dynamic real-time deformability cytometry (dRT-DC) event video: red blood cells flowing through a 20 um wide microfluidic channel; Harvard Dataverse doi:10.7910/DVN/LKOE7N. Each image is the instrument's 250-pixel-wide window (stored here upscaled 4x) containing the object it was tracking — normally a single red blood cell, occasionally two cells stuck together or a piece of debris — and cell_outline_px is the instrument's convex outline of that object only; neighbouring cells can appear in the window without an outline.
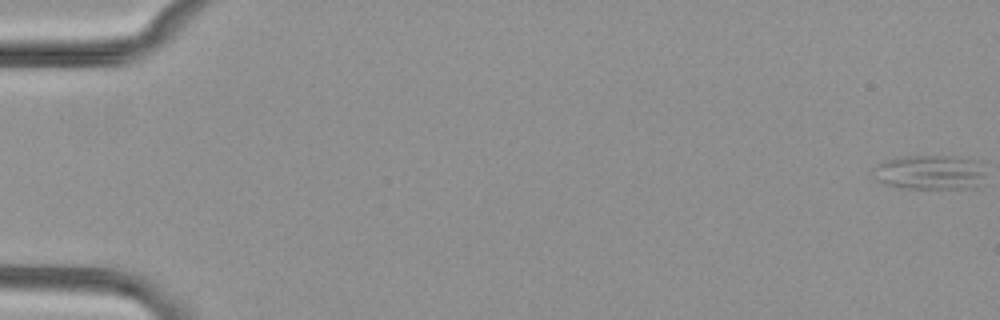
{"species": "common noctule bat (a hibernating species)", "species_latin": "Nyctalus noctula", "temperature_condition": "cold", "stored_images_in_passage": 26, "camera_frame_rate_fps": 3000, "um_per_image_px": 0.085, "animal": {"sex": "female", "body_mass_g": 29.2, "forearm_length_mm": 56.3}, "frame": {"image": 1, "passage_image": 1, "time_ms": 0.0, "image_size_px": [1000, 320], "cell_outline_px": [[980, 172], [964, 188], [908, 188], [888, 184], [880, 180], [876, 168], [876, 164], [884, 160], [904, 156], [960, 156], [980, 160]], "centroid_in_image_um": [78.95, 14.58], "position_along_channel_um": 6.1, "area_um2": 21.15}}
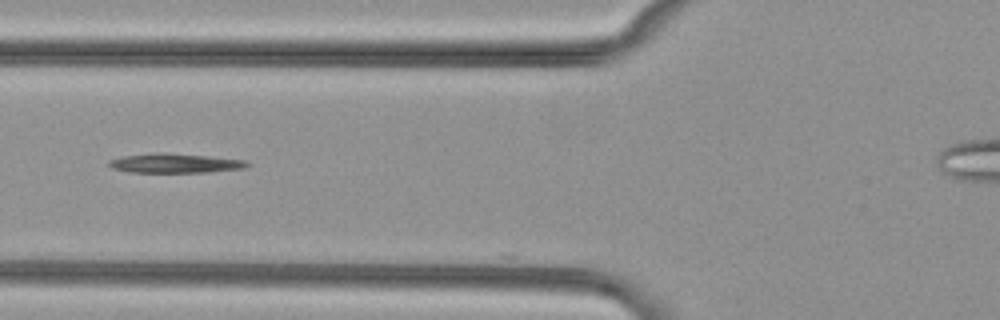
{"frame": {"image": 2, "passage_image": 24, "time_ms": 7.667, "image_size_px": [1000, 320], "cell_outline_px": [[252, 164], [244, 168], [208, 172], [128, 172], [112, 168], [108, 164], [108, 160], [120, 156], [156, 152], [208, 156], [244, 160]], "centroid_in_image_um": [14.83, 13.87], "position_along_channel_um": 111.0, "area_um2": 15.61}}